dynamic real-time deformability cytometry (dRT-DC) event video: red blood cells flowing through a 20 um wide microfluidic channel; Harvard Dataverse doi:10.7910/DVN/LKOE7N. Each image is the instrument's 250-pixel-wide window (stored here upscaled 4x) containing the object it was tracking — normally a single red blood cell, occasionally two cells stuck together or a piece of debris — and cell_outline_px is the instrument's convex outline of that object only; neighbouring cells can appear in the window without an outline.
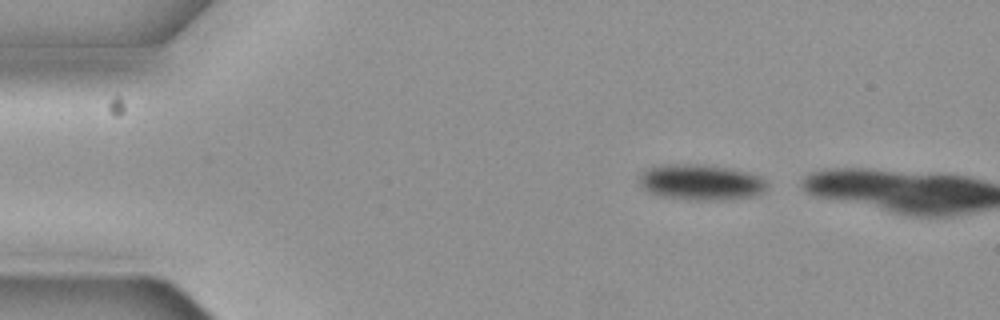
{"species": "common noctule bat (a hibernating species)", "species_latin": "Nyctalus noctula", "temperature_condition": "cold", "stored_images_in_passage": 2, "camera_frame_rate_fps": 3000, "um_per_image_px": 0.085, "animal": {"sex": "female", "body_mass_g": 19.3, "forearm_length_mm": 54.1}, "frame": {"image": 1, "passage_image": 1, "time_ms": 0.0, "image_size_px": [1000, 320], "cell_outline_px": [[768, 188], [752, 196], [728, 200], [688, 200], [660, 196], [648, 192], [640, 184], [640, 172], [648, 168], [664, 164], [700, 164], [728, 168], [744, 172], [756, 176], [764, 180], [768, 184]], "centroid_in_image_um": [59.52, 15.5], "position_along_channel_um": 25.5, "area_um2": 26.53}}